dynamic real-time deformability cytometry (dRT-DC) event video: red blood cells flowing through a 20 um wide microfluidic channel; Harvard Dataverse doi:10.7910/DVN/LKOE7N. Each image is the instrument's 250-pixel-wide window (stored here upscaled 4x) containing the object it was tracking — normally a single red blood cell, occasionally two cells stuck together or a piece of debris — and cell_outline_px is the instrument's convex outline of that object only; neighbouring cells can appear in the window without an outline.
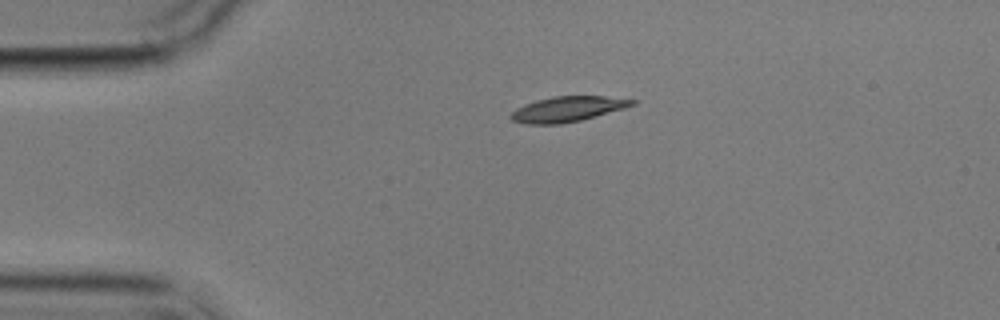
{"species": "common noctule bat (a hibernating species)", "species_latin": "Nyctalus noctula", "temperature_condition": "cold", "stored_images_in_passage": 2, "camera_frame_rate_fps": 3000, "um_per_image_px": 0.085, "animal": {"sex": "male", "body_mass_g": 17.9}, "frame": {"image": 1, "passage_image": 1, "time_ms": 0.0, "image_size_px": [1000, 320], "cell_outline_px": [[636, 104], [624, 108], [580, 120], [560, 124], [524, 124], [512, 120], [508, 116], [516, 108], [524, 104], [536, 100], [552, 96], [604, 96], [636, 100]], "centroid_in_image_um": [48.19, 9.27], "position_along_channel_um": 36.8, "area_um2": 17.8}}